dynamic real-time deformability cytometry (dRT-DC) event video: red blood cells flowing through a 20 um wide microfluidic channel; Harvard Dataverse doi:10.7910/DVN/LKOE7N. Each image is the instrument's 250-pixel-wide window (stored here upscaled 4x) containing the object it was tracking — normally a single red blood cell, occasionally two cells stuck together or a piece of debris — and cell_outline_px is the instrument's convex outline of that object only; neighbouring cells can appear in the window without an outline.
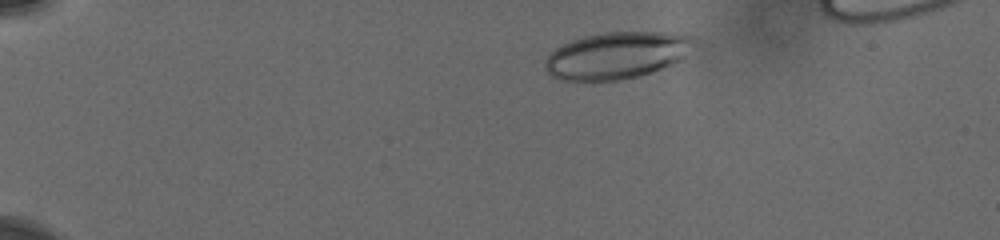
{"species": "human", "species_latin": "Homo sapiens", "temperature_condition": "cold", "stored_images_in_passage": 29, "camera_frame_rate_fps": 3000, "um_per_image_px": 0.085, "donor": {"sex": "male"}, "frame": {"image": 1, "passage_image": 1, "time_ms": 0.0, "image_size_px": [1000, 240], "cell_outline_px": [[700, 36], [684, 56], [680, 60], [672, 64], [652, 72], [636, 76], [616, 80], [560, 80], [552, 76], [548, 72], [544, 60], [556, 48], [572, 40], [584, 36], [604, 32], [688, 32]], "centroid_in_image_um": [52.51, 4.67], "position_along_channel_um": 32.5, "area_um2": 40.81}}
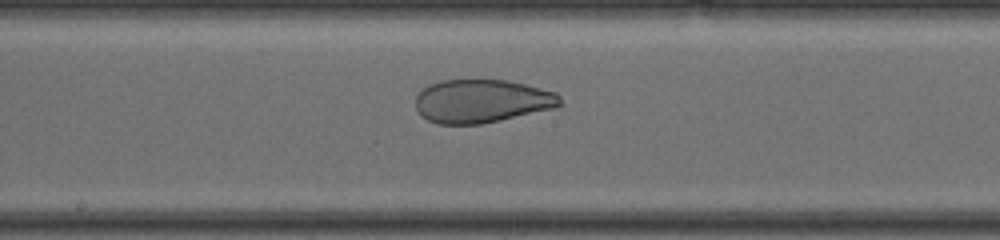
{"frame": {"image": 2, "passage_image": 15, "time_ms": 7.0, "image_size_px": [1000, 240], "cell_outline_px": [[560, 104], [556, 108], [500, 120], [480, 124], [436, 124], [420, 116], [416, 108], [416, 96], [428, 84], [440, 80], [508, 80], [556, 92], [560, 96]], "centroid_in_image_um": [40.93, 8.6], "position_along_channel_um": 207.3, "area_um2": 36.59}}
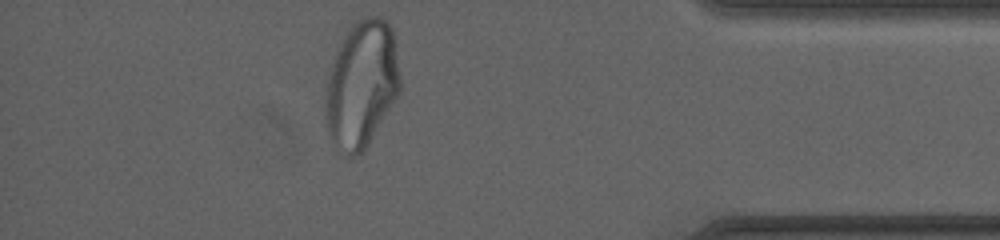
{"frame": {"image": 3, "passage_image": 29, "time_ms": 13.0, "image_size_px": [1000, 240], "cell_outline_px": [[400, 92], [368, 144], [356, 156], [348, 156], [328, 132], [324, 116], [324, 104], [328, 80], [336, 48], [348, 28], [356, 20], [364, 16], [380, 16], [392, 28], [396, 44], [400, 76]], "centroid_in_image_um": [30.75, 7.09], "position_along_channel_um": 404.5, "area_um2": 55.08}}